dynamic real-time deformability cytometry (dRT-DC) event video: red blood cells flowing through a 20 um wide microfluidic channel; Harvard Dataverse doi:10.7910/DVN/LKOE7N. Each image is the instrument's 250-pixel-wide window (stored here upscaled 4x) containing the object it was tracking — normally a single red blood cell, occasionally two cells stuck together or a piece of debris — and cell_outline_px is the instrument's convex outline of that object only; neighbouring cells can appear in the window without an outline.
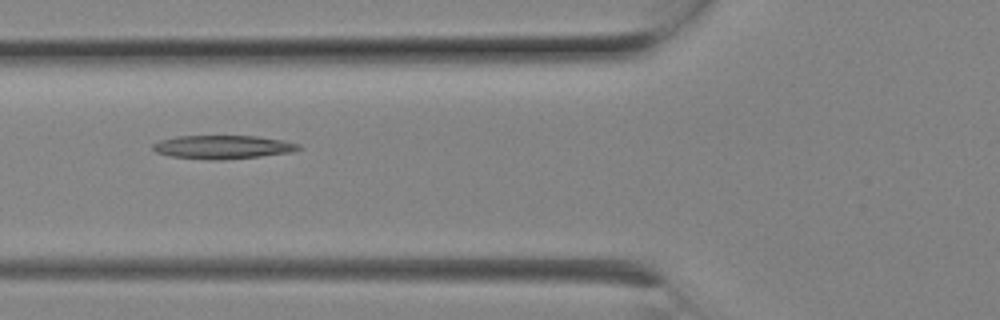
{"species": "Egyptian fruit bat (a non-hibernating species)", "species_latin": "Rousettus aegyptiacus", "temperature_condition": "room temperature", "stored_images_in_passage": 9, "camera_frame_rate_fps": 3000, "um_per_image_px": 0.085, "animal": {"sex": "female"}, "frame": {"image": 1, "passage_image": 7, "time_ms": 2.0, "image_size_px": [1000, 320], "cell_outline_px": [[300, 148], [292, 152], [260, 156], [220, 160], [212, 160], [172, 156], [156, 152], [152, 148], [152, 144], [160, 140], [176, 136], [256, 136], [284, 140], [300, 144]], "centroid_in_image_um": [18.94, 12.49], "position_along_channel_um": 106.9, "area_um2": 19.88}}
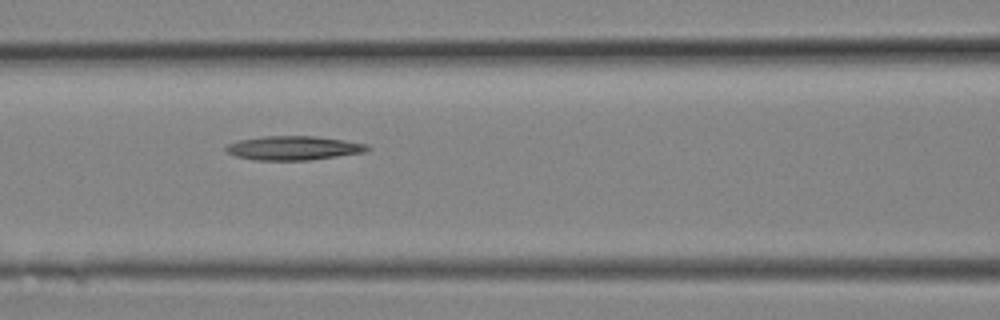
{"frame": {"image": 2, "passage_image": 8, "time_ms": 2.333, "image_size_px": [1000, 320], "cell_outline_px": [[372, 148], [364, 152], [308, 160], [252, 160], [236, 156], [228, 152], [224, 148], [228, 144], [240, 140], [260, 136], [316, 136], [344, 140], [368, 144]], "centroid_in_image_um": [24.95, 12.57], "position_along_channel_um": 141.6, "area_um2": 19.77}}
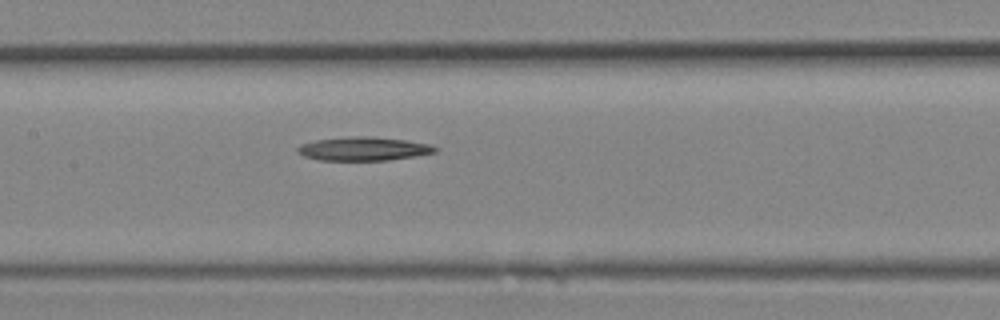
{"frame": {"image": 3, "passage_image": 9, "time_ms": 2.667, "image_size_px": [1000, 320], "cell_outline_px": [[440, 148], [436, 152], [416, 156], [388, 160], [320, 160], [304, 156], [296, 152], [296, 148], [300, 144], [316, 140], [352, 136], [372, 136], [404, 140], [432, 144]], "centroid_in_image_um": [30.92, 12.64], "position_along_channel_um": 176.5, "area_um2": 19.07}}